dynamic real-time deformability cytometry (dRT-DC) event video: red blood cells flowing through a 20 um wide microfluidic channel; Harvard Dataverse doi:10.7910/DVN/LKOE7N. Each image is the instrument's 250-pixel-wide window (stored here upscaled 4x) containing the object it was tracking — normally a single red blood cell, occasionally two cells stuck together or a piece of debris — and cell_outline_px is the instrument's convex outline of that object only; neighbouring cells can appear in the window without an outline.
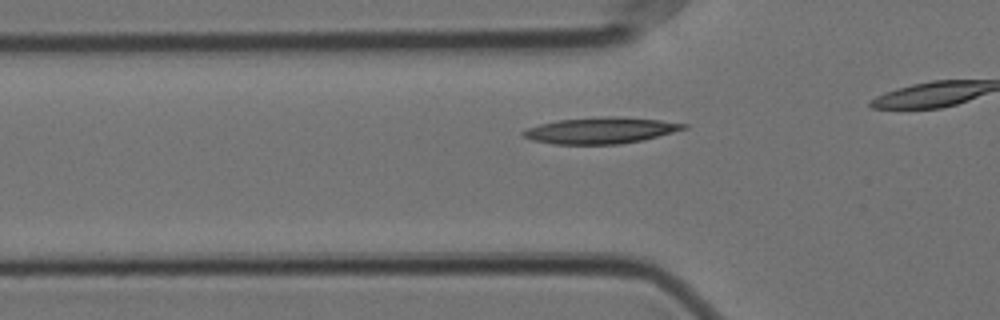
{"species": "Egyptian fruit bat (a non-hibernating species)", "species_latin": "Rousettus aegyptiacus", "temperature_condition": "cold", "stored_images_in_passage": 12, "camera_frame_rate_fps": 3000, "um_per_image_px": 0.085, "animal": {"sex": "female"}, "frame": {"image": 1, "passage_image": 6, "time_ms": 1.667, "image_size_px": [1000, 320], "cell_outline_px": [[688, 128], [640, 140], [620, 144], [556, 144], [532, 140], [524, 136], [520, 132], [528, 128], [540, 124], [556, 120], [608, 116], [612, 116], [660, 120], [688, 124]], "centroid_in_image_um": [51.03, 11.08], "position_along_channel_um": 74.8, "area_um2": 24.22}}
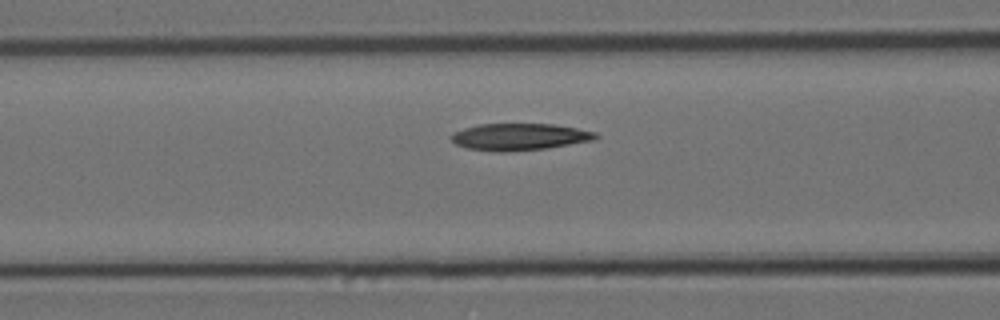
{"frame": {"image": 2, "passage_image": 10, "time_ms": 3.0, "image_size_px": [1000, 320], "cell_outline_px": [[600, 136], [592, 140], [544, 148], [504, 152], [492, 152], [468, 148], [456, 144], [448, 136], [452, 132], [464, 128], [480, 124], [552, 124], [576, 128], [596, 132]], "centroid_in_image_um": [44.09, 11.63], "position_along_channel_um": 122.5, "area_um2": 22.48}}